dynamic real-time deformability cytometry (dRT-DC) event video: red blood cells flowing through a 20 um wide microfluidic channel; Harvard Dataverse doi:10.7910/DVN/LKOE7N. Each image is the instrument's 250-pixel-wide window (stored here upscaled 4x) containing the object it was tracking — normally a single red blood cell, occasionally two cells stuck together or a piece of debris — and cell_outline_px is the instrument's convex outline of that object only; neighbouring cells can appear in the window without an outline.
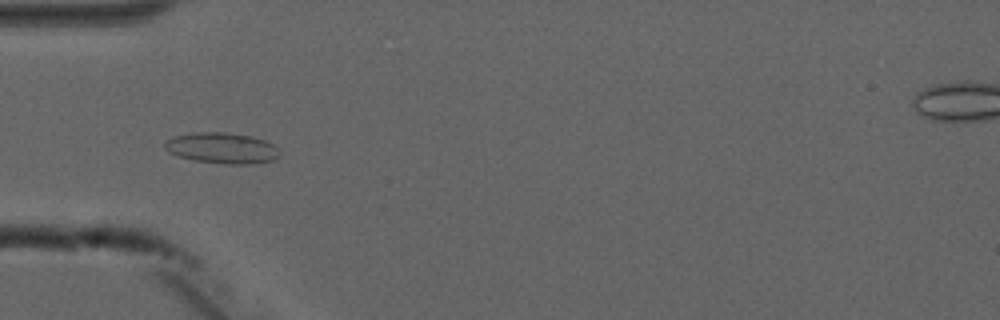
{"species": "common noctule bat (a hibernating species)", "species_latin": "Nyctalus noctula", "temperature_condition": "cold", "stored_images_in_passage": 10, "camera_frame_rate_fps": 3000, "um_per_image_px": 0.085, "animal": {"sex": "male", "forearm_length_mm": 52.5}, "frame": {"image": 1, "passage_image": 5, "time_ms": 5.333, "image_size_px": [1000, 320], "cell_outline_px": [[280, 156], [276, 160], [260, 164], [224, 164], [192, 160], [168, 152], [164, 148], [164, 144], [168, 140], [176, 136], [192, 132], [224, 132], [252, 136], [264, 140], [272, 144], [280, 152]], "centroid_in_image_um": [18.91, 12.6], "position_along_channel_um": 66.1, "area_um2": 20.87}}
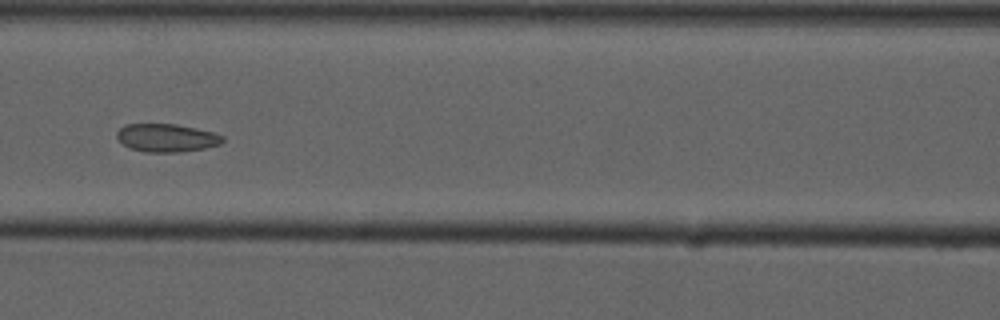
{"frame": {"image": 2, "passage_image": 7, "time_ms": 7.667, "image_size_px": [1000, 320], "cell_outline_px": [[224, 140], [220, 144], [204, 148], [180, 152], [144, 152], [132, 148], [124, 144], [116, 136], [116, 132], [124, 124], [176, 124], [196, 128], [212, 132], [224, 136]], "centroid_in_image_um": [14.16, 11.71], "position_along_channel_um": 152.4, "area_um2": 17.22}}
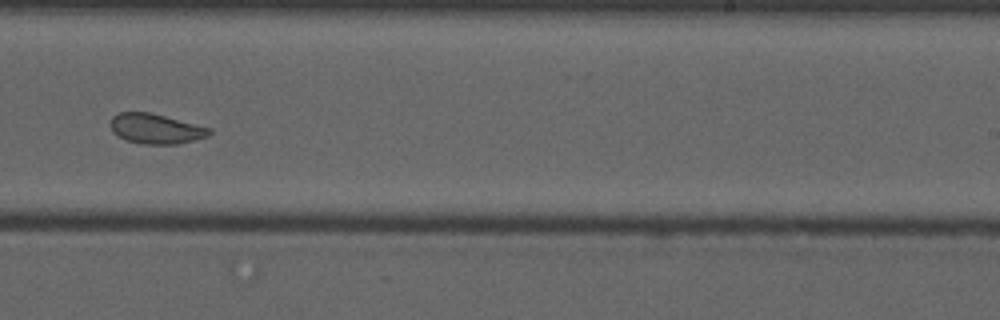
{"frame": {"image": 3, "passage_image": 10, "time_ms": 11.0, "image_size_px": [1000, 320], "cell_outline_px": [[212, 132], [208, 136], [196, 140], [176, 144], [144, 144], [128, 140], [112, 132], [112, 116], [120, 112], [148, 112], [212, 128]], "centroid_in_image_um": [13.29, 10.94], "position_along_channel_um": 275.7, "area_um2": 17.05}}